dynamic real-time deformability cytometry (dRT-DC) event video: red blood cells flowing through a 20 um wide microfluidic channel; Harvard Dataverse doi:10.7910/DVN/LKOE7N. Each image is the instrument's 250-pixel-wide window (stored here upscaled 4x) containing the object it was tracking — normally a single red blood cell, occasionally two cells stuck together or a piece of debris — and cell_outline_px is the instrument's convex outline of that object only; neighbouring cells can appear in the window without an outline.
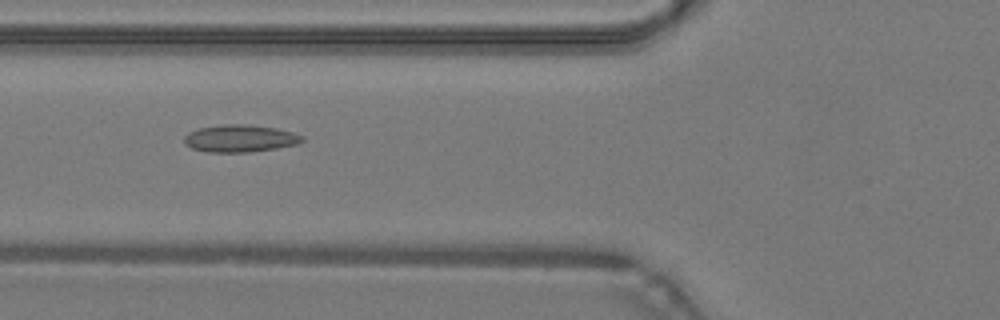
{"species": "common noctule bat (a hibernating species)", "species_latin": "Nyctalus noctula", "temperature_condition": "warm", "stored_images_in_passage": 34, "camera_frame_rate_fps": 3000, "um_per_image_px": 0.085, "animal": {"sex": "male", "body_mass_g": 19.2, "forearm_length_mm": 51.8}, "frame": {"image": 1, "passage_image": 4, "time_ms": 1.0, "image_size_px": [1000, 320], "cell_outline_px": [[304, 140], [296, 144], [276, 148], [248, 152], [208, 152], [192, 148], [184, 144], [184, 136], [188, 132], [200, 128], [224, 124], [248, 124], [276, 128], [292, 132], [304, 136]], "centroid_in_image_um": [20.39, 11.76], "position_along_channel_um": 105.4, "area_um2": 18.73}}
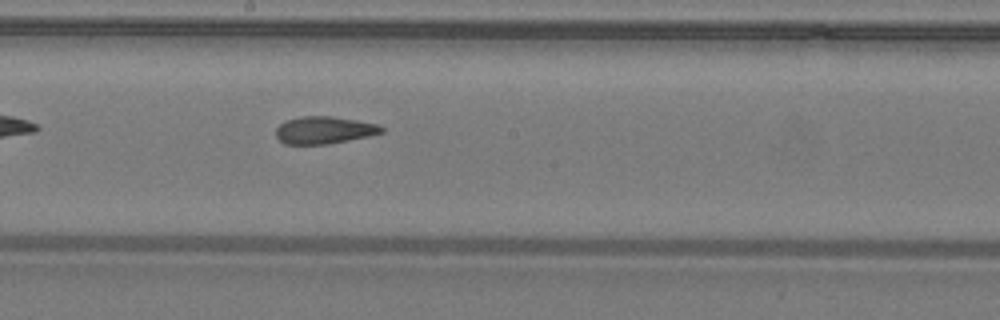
{"frame": {"image": 2, "passage_image": 12, "time_ms": 3.667, "image_size_px": [1000, 320], "cell_outline_px": [[384, 132], [368, 136], [348, 140], [324, 144], [284, 144], [276, 136], [276, 128], [280, 124], [288, 120], [300, 116], [332, 116], [380, 124], [384, 128]], "centroid_in_image_um": [27.57, 11.05], "position_along_channel_um": 220.6, "area_um2": 16.76}}
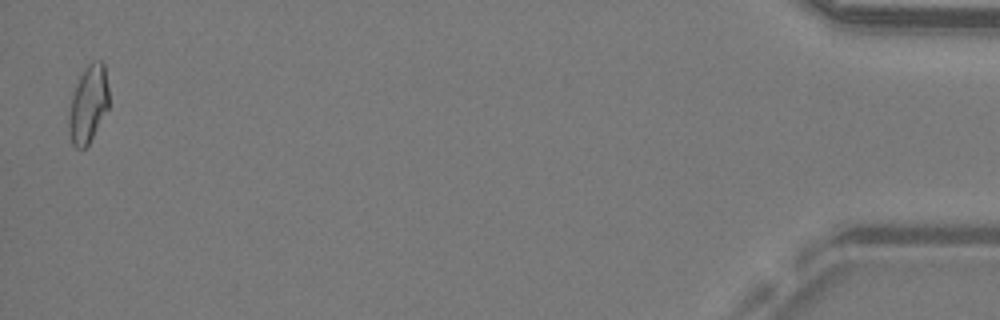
{"frame": {"image": 3, "passage_image": 33, "time_ms": 10.667, "image_size_px": [1000, 320], "cell_outline_px": [[108, 108], [88, 144], [84, 148], [76, 148], [72, 144], [68, 128], [68, 112], [72, 96], [80, 76], [88, 64], [92, 60], [100, 60], [104, 64], [108, 88]], "centroid_in_image_um": [7.49, 8.85], "position_along_channel_um": 427.7, "area_um2": 17.86}, "authors_computed_cell_mechanics": {"area_um2": 17.5134, "velocity_mm_per_s": 4.318, "shape_relaxation_time_tau1_ms": null, "shape_relaxation_time_tau2_ms": 2.1347, "deformation_change_tau1": null, "deformation_change_tau2": 0.1053}}